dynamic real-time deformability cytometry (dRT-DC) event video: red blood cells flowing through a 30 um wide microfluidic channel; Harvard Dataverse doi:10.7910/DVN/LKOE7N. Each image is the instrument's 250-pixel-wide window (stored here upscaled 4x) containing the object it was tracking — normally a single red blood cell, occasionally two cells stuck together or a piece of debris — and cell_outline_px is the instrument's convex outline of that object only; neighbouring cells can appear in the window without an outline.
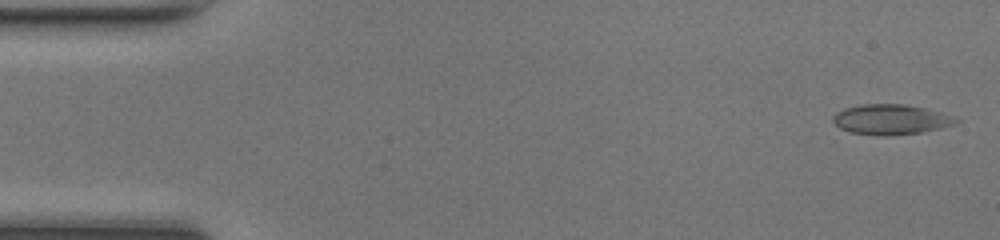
{"species": "common noctule bat (a hibernating species)", "species_latin": "Nyctalus noctula", "temperature_condition": "room temperature", "stored_images_in_passage": 47, "camera_frame_rate_fps": 3000, "um_per_image_px": 0.085, "animal": {"sex": "female", "body_mass_g": 17.0, "forearm_length_mm": 48.0}, "frame": {"image": 1, "passage_image": 1, "time_ms": 0.0, "image_size_px": [1000, 240], "cell_outline_px": [[960, 120], [956, 124], [940, 128], [920, 132], [848, 132], [840, 128], [832, 120], [832, 116], [836, 112], [844, 108], [864, 104], [904, 104], [924, 108], [956, 116]], "centroid_in_image_um": [75.75, 10.09], "position_along_channel_um": 9.2, "area_um2": 20.58}}
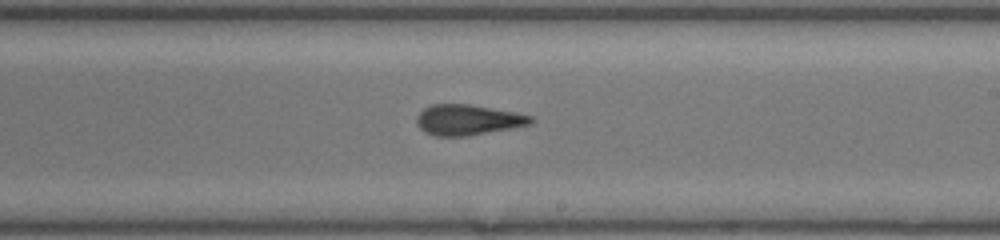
{"frame": {"image": 2, "passage_image": 27, "time_ms": 8.667, "image_size_px": [1000, 240], "cell_outline_px": [[536, 120], [532, 124], [512, 128], [468, 136], [436, 136], [424, 132], [416, 124], [416, 116], [424, 108], [432, 104], [468, 104], [516, 112], [532, 116]], "centroid_in_image_um": [39.78, 10.19], "position_along_channel_um": 249.2, "area_um2": 20.46}}
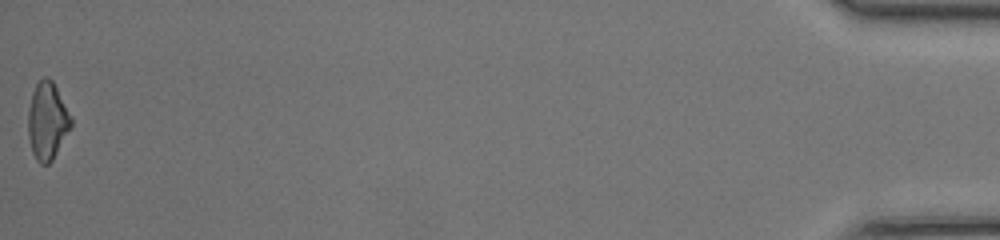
{"frame": {"image": 3, "passage_image": 47, "time_ms": 15.333, "image_size_px": [1000, 240], "cell_outline_px": [[72, 124], [52, 160], [48, 164], [40, 164], [36, 160], [32, 152], [28, 136], [28, 108], [32, 92], [36, 84], [44, 76], [52, 80], [72, 116]], "centroid_in_image_um": [4.01, 10.27], "position_along_channel_um": 431.2, "area_um2": 19.31}, "authors_computed_cell_mechanics": {"area_um2": 20.5768, "velocity_mm_per_s": 4.3456, "shape_relaxation_time_tau1_ms": 10.4572, "shape_relaxation_time_tau2_ms": 1.7773, "deformation_change_tau1": 0.2322, "deformation_change_tau2": 0.0896}}